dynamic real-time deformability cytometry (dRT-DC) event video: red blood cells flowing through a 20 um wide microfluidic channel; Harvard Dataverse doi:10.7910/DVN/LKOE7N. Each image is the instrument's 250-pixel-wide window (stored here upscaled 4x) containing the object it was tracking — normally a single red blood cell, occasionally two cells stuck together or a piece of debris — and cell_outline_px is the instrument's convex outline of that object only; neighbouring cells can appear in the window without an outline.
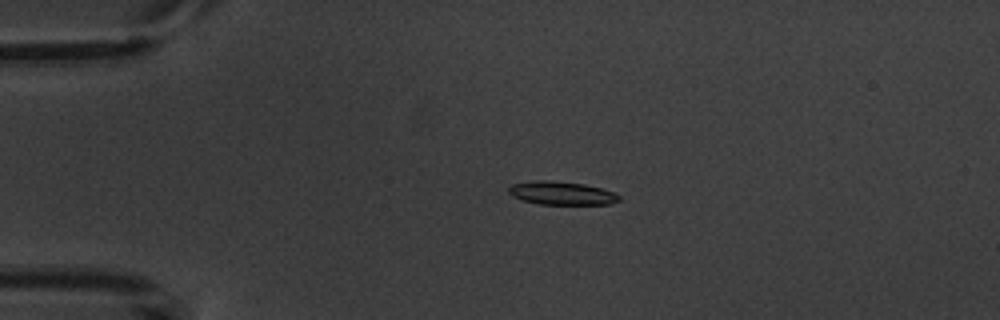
{"species": "common noctule bat (a hibernating species)", "species_latin": "Nyctalus noctula", "temperature_condition": "warm", "stored_images_in_passage": 6, "camera_frame_rate_fps": 3000, "um_per_image_px": 0.085, "animal": {"sex": "male", "body_mass_g": 20.1, "forearm_length_mm": 53.5}, "frame": {"image": 1, "passage_image": 4, "time_ms": 3.333, "image_size_px": [1000, 320], "cell_outline_px": [[620, 200], [612, 204], [540, 204], [524, 200], [512, 196], [508, 192], [508, 188], [512, 184], [532, 180], [548, 180], [584, 184], [604, 188], [616, 192], [620, 196]], "centroid_in_image_um": [47.78, 16.41], "position_along_channel_um": 37.2, "area_um2": 15.14}}